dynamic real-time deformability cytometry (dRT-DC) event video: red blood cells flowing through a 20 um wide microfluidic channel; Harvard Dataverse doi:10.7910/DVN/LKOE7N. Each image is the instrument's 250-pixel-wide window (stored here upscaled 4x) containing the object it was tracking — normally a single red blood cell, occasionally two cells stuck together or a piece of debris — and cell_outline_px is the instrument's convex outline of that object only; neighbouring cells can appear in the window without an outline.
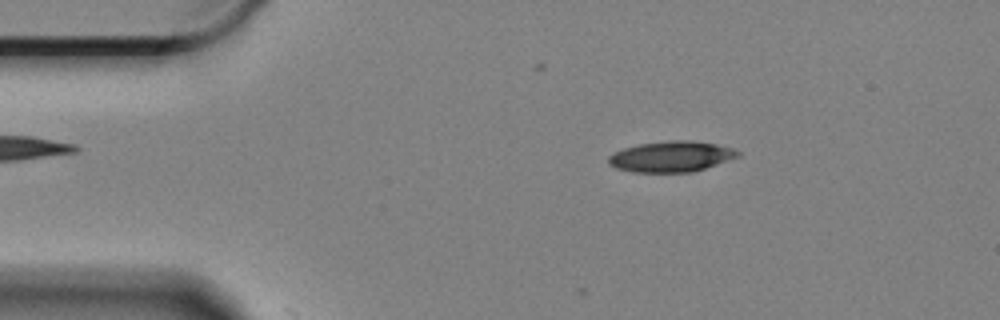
{"species": "Egyptian fruit bat (a non-hibernating species)", "species_latin": "Rousettus aegyptiacus", "temperature_condition": "cold", "stored_images_in_passage": 9, "camera_frame_rate_fps": 3000, "um_per_image_px": 0.085, "animal": {"sex": "female"}, "frame": {"image": 1, "passage_image": 9, "time_ms": 2.667, "image_size_px": [1000, 320], "cell_outline_px": [[740, 156], [692, 172], [632, 172], [616, 168], [608, 164], [608, 156], [612, 152], [624, 148], [640, 144], [668, 140], [688, 140], [716, 144], [736, 148], [740, 152]], "centroid_in_image_um": [57.04, 13.3], "position_along_channel_um": 28.0, "area_um2": 23.24}}